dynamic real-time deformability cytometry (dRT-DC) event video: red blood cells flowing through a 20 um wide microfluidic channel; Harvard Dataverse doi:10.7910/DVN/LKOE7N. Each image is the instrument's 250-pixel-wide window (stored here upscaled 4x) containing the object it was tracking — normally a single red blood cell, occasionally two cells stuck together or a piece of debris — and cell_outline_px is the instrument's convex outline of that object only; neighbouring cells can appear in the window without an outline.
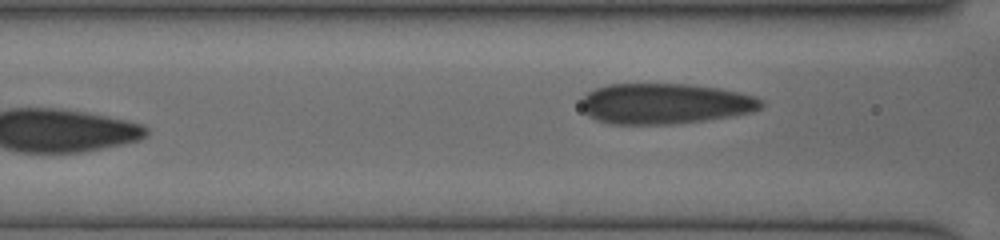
{"species": "human", "species_latin": "Homo sapiens", "temperature_condition": "cold", "stored_images_in_passage": 9, "segment_of_instrument_passage": [2, 2], "camera_frame_rate_fps": 3000, "um_per_image_px": 0.085, "donor": {"sex": "female"}, "frame": {"image": 1, "passage_image": 9, "time_ms": 4.667, "image_size_px": [1000, 240], "cell_outline_px": [[764, 104], [760, 108], [752, 112], [732, 116], [704, 120], [672, 124], [608, 124], [596, 120], [588, 116], [580, 108], [580, 100], [588, 92], [596, 88], [608, 84], [688, 84], [720, 88], [740, 92], [756, 96], [764, 100]], "centroid_in_image_um": [56.51, 8.81], "position_along_channel_um": 110.1, "area_um2": 43.0}}